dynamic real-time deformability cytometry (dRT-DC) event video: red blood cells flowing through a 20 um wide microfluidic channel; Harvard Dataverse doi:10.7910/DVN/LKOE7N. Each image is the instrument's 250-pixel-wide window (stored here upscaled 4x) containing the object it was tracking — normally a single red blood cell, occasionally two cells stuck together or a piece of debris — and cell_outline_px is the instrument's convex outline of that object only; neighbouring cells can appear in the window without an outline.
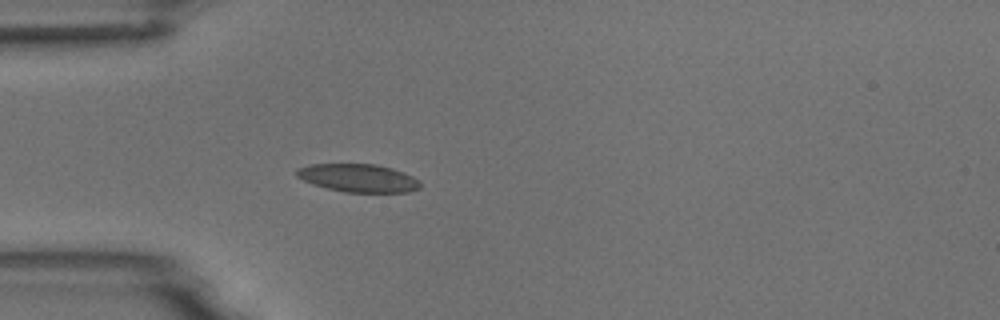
{"species": "common noctule bat (a hibernating species)", "species_latin": "Nyctalus noctula", "temperature_condition": "room temperature", "stored_images_in_passage": 1, "camera_frame_rate_fps": 3000, "um_per_image_px": 0.085, "animal": {"sex": "male", "body_mass_g": 18.8}, "frame": {"image": 1, "passage_image": 1, "time_ms": 0.0, "image_size_px": [1000, 320], "cell_outline_px": [[420, 188], [408, 192], [344, 192], [312, 184], [296, 176], [296, 168], [312, 164], [376, 164], [392, 168], [404, 172], [420, 180]], "centroid_in_image_um": [30.46, 15.13], "position_along_channel_um": 54.5, "area_um2": 20.23}}